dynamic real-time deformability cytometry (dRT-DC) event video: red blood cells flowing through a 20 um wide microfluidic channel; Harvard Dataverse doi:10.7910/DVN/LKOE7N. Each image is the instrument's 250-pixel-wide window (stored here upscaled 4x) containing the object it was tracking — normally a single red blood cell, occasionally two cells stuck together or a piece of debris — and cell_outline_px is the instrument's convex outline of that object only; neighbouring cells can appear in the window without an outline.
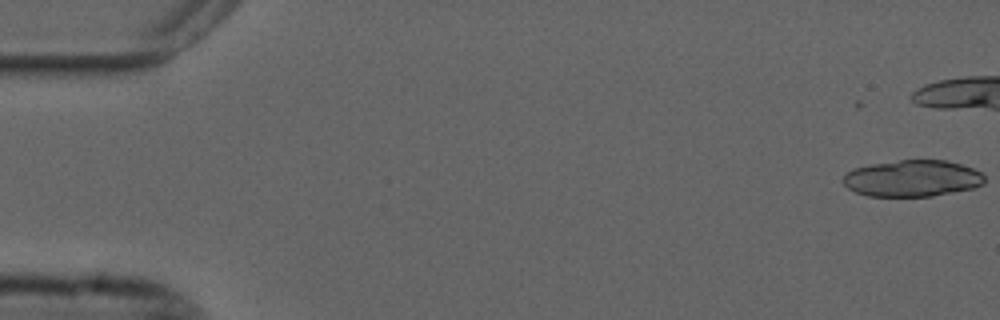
{"species": "common noctule bat (a hibernating species)", "species_latin": "Nyctalus noctula", "temperature_condition": "cold", "stored_images_in_passage": 18, "camera_frame_rate_fps": 3000, "um_per_image_px": 0.085, "animal": {"sex": "male", "forearm_length_mm": 52.5}, "frame": {"image": 1, "passage_image": 1, "time_ms": 0.0, "image_size_px": [1000, 320], "cell_outline_px": [[984, 184], [972, 188], [932, 196], [868, 196], [856, 192], [848, 188], [844, 184], [844, 176], [852, 168], [872, 164], [900, 160], [944, 160], [960, 164], [972, 168], [980, 172], [984, 176]], "centroid_in_image_um": [77.54, 15.16], "position_along_channel_um": 7.5, "area_um2": 29.88}}